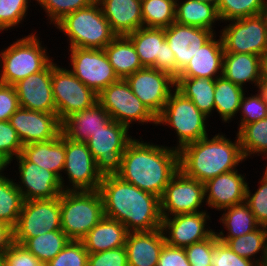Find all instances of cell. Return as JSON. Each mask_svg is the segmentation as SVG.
<instances>
[{
    "mask_svg": "<svg viewBox=\"0 0 267 266\" xmlns=\"http://www.w3.org/2000/svg\"><path fill=\"white\" fill-rule=\"evenodd\" d=\"M98 191L104 216L121 222L128 232L161 228L160 197L157 195L125 182L117 175L103 176Z\"/></svg>",
    "mask_w": 267,
    "mask_h": 266,
    "instance_id": "6da1fadb",
    "label": "cell"
},
{
    "mask_svg": "<svg viewBox=\"0 0 267 266\" xmlns=\"http://www.w3.org/2000/svg\"><path fill=\"white\" fill-rule=\"evenodd\" d=\"M179 150L133 139L122 156L117 174L123 181L161 197L179 171Z\"/></svg>",
    "mask_w": 267,
    "mask_h": 266,
    "instance_id": "7a4b0ae2",
    "label": "cell"
},
{
    "mask_svg": "<svg viewBox=\"0 0 267 266\" xmlns=\"http://www.w3.org/2000/svg\"><path fill=\"white\" fill-rule=\"evenodd\" d=\"M244 155L237 135L232 143L224 135L217 134L183 146L179 150V168L188 177L205 183L222 173L234 171Z\"/></svg>",
    "mask_w": 267,
    "mask_h": 266,
    "instance_id": "3957f363",
    "label": "cell"
},
{
    "mask_svg": "<svg viewBox=\"0 0 267 266\" xmlns=\"http://www.w3.org/2000/svg\"><path fill=\"white\" fill-rule=\"evenodd\" d=\"M99 6L96 0L56 24L70 38V48L104 49L116 37Z\"/></svg>",
    "mask_w": 267,
    "mask_h": 266,
    "instance_id": "277c9868",
    "label": "cell"
},
{
    "mask_svg": "<svg viewBox=\"0 0 267 266\" xmlns=\"http://www.w3.org/2000/svg\"><path fill=\"white\" fill-rule=\"evenodd\" d=\"M61 230L70 240L81 241L104 217L98 190L63 191L60 194Z\"/></svg>",
    "mask_w": 267,
    "mask_h": 266,
    "instance_id": "5b68a950",
    "label": "cell"
},
{
    "mask_svg": "<svg viewBox=\"0 0 267 266\" xmlns=\"http://www.w3.org/2000/svg\"><path fill=\"white\" fill-rule=\"evenodd\" d=\"M0 54L3 64L0 83L8 85H14L29 75L44 70L52 60L33 34L13 43Z\"/></svg>",
    "mask_w": 267,
    "mask_h": 266,
    "instance_id": "8992f818",
    "label": "cell"
},
{
    "mask_svg": "<svg viewBox=\"0 0 267 266\" xmlns=\"http://www.w3.org/2000/svg\"><path fill=\"white\" fill-rule=\"evenodd\" d=\"M171 92L163 111L157 117V125L170 124L176 130L180 150L188 143L198 141L207 136L205 120L207 116L194 103L176 88Z\"/></svg>",
    "mask_w": 267,
    "mask_h": 266,
    "instance_id": "52a82bcc",
    "label": "cell"
},
{
    "mask_svg": "<svg viewBox=\"0 0 267 266\" xmlns=\"http://www.w3.org/2000/svg\"><path fill=\"white\" fill-rule=\"evenodd\" d=\"M128 129L112 119L86 141L102 177L119 173L123 153L133 140L127 135Z\"/></svg>",
    "mask_w": 267,
    "mask_h": 266,
    "instance_id": "ba28073f",
    "label": "cell"
},
{
    "mask_svg": "<svg viewBox=\"0 0 267 266\" xmlns=\"http://www.w3.org/2000/svg\"><path fill=\"white\" fill-rule=\"evenodd\" d=\"M51 79L56 113L61 122L98 102V94L94 90L83 84L70 70L60 68L53 62Z\"/></svg>",
    "mask_w": 267,
    "mask_h": 266,
    "instance_id": "9c48e42d",
    "label": "cell"
},
{
    "mask_svg": "<svg viewBox=\"0 0 267 266\" xmlns=\"http://www.w3.org/2000/svg\"><path fill=\"white\" fill-rule=\"evenodd\" d=\"M56 230H61L60 196L24 201L13 228L14 242L22 245L28 238Z\"/></svg>",
    "mask_w": 267,
    "mask_h": 266,
    "instance_id": "30bf717a",
    "label": "cell"
},
{
    "mask_svg": "<svg viewBox=\"0 0 267 266\" xmlns=\"http://www.w3.org/2000/svg\"><path fill=\"white\" fill-rule=\"evenodd\" d=\"M98 103L113 120L128 128L133 121L157 124V118L132 92L125 79H119L103 89L98 94Z\"/></svg>",
    "mask_w": 267,
    "mask_h": 266,
    "instance_id": "8fae6325",
    "label": "cell"
},
{
    "mask_svg": "<svg viewBox=\"0 0 267 266\" xmlns=\"http://www.w3.org/2000/svg\"><path fill=\"white\" fill-rule=\"evenodd\" d=\"M231 21L220 36L225 53L261 56L267 50V12Z\"/></svg>",
    "mask_w": 267,
    "mask_h": 266,
    "instance_id": "7c38bea8",
    "label": "cell"
},
{
    "mask_svg": "<svg viewBox=\"0 0 267 266\" xmlns=\"http://www.w3.org/2000/svg\"><path fill=\"white\" fill-rule=\"evenodd\" d=\"M143 67L169 73L176 79L175 54L165 39V28L141 27L127 35Z\"/></svg>",
    "mask_w": 267,
    "mask_h": 266,
    "instance_id": "4fadbf2b",
    "label": "cell"
},
{
    "mask_svg": "<svg viewBox=\"0 0 267 266\" xmlns=\"http://www.w3.org/2000/svg\"><path fill=\"white\" fill-rule=\"evenodd\" d=\"M70 49L73 65L70 71L97 94L119 80L104 49Z\"/></svg>",
    "mask_w": 267,
    "mask_h": 266,
    "instance_id": "5bb4252c",
    "label": "cell"
},
{
    "mask_svg": "<svg viewBox=\"0 0 267 266\" xmlns=\"http://www.w3.org/2000/svg\"><path fill=\"white\" fill-rule=\"evenodd\" d=\"M132 92L157 118L171 94L176 81L169 73L155 68L144 67L125 79Z\"/></svg>",
    "mask_w": 267,
    "mask_h": 266,
    "instance_id": "9a60e30c",
    "label": "cell"
},
{
    "mask_svg": "<svg viewBox=\"0 0 267 266\" xmlns=\"http://www.w3.org/2000/svg\"><path fill=\"white\" fill-rule=\"evenodd\" d=\"M204 199V183L186 176L179 169L160 197L161 216L164 218L169 217V213L174 216L200 212L198 207Z\"/></svg>",
    "mask_w": 267,
    "mask_h": 266,
    "instance_id": "2e32d148",
    "label": "cell"
},
{
    "mask_svg": "<svg viewBox=\"0 0 267 266\" xmlns=\"http://www.w3.org/2000/svg\"><path fill=\"white\" fill-rule=\"evenodd\" d=\"M65 169L72 191L98 190L102 176L86 142L71 141L65 137Z\"/></svg>",
    "mask_w": 267,
    "mask_h": 266,
    "instance_id": "e0dca14e",
    "label": "cell"
},
{
    "mask_svg": "<svg viewBox=\"0 0 267 266\" xmlns=\"http://www.w3.org/2000/svg\"><path fill=\"white\" fill-rule=\"evenodd\" d=\"M23 145L47 142L61 134L62 126L57 113H44L19 107L10 117Z\"/></svg>",
    "mask_w": 267,
    "mask_h": 266,
    "instance_id": "ac0fdd59",
    "label": "cell"
},
{
    "mask_svg": "<svg viewBox=\"0 0 267 266\" xmlns=\"http://www.w3.org/2000/svg\"><path fill=\"white\" fill-rule=\"evenodd\" d=\"M16 159L19 160L21 183L25 187L22 189V185L16 184V186L24 201L53 199L60 196L63 187L60 178L55 173L28 162L21 154Z\"/></svg>",
    "mask_w": 267,
    "mask_h": 266,
    "instance_id": "d6986e66",
    "label": "cell"
},
{
    "mask_svg": "<svg viewBox=\"0 0 267 266\" xmlns=\"http://www.w3.org/2000/svg\"><path fill=\"white\" fill-rule=\"evenodd\" d=\"M208 218L206 211L177 214L174 215L173 219L171 216L162 218L161 229L169 233L168 237L165 236L166 244L172 247L185 248L193 243L210 238L215 232L205 228Z\"/></svg>",
    "mask_w": 267,
    "mask_h": 266,
    "instance_id": "ffe728a7",
    "label": "cell"
},
{
    "mask_svg": "<svg viewBox=\"0 0 267 266\" xmlns=\"http://www.w3.org/2000/svg\"><path fill=\"white\" fill-rule=\"evenodd\" d=\"M22 108L44 113H56L52 92L51 63L14 84Z\"/></svg>",
    "mask_w": 267,
    "mask_h": 266,
    "instance_id": "44dd1931",
    "label": "cell"
},
{
    "mask_svg": "<svg viewBox=\"0 0 267 266\" xmlns=\"http://www.w3.org/2000/svg\"><path fill=\"white\" fill-rule=\"evenodd\" d=\"M212 37L213 31L176 22L165 28V39L175 54L176 78L187 66L191 58Z\"/></svg>",
    "mask_w": 267,
    "mask_h": 266,
    "instance_id": "7402d4cb",
    "label": "cell"
},
{
    "mask_svg": "<svg viewBox=\"0 0 267 266\" xmlns=\"http://www.w3.org/2000/svg\"><path fill=\"white\" fill-rule=\"evenodd\" d=\"M246 187L244 177L237 170L209 179L204 183L208 207L221 210L244 202Z\"/></svg>",
    "mask_w": 267,
    "mask_h": 266,
    "instance_id": "603a6c76",
    "label": "cell"
},
{
    "mask_svg": "<svg viewBox=\"0 0 267 266\" xmlns=\"http://www.w3.org/2000/svg\"><path fill=\"white\" fill-rule=\"evenodd\" d=\"M164 234L161 228L149 232H129L125 243L128 266H157L166 244Z\"/></svg>",
    "mask_w": 267,
    "mask_h": 266,
    "instance_id": "cb8c5ba5",
    "label": "cell"
},
{
    "mask_svg": "<svg viewBox=\"0 0 267 266\" xmlns=\"http://www.w3.org/2000/svg\"><path fill=\"white\" fill-rule=\"evenodd\" d=\"M116 36H127L143 27L141 0H97Z\"/></svg>",
    "mask_w": 267,
    "mask_h": 266,
    "instance_id": "d4e9b609",
    "label": "cell"
},
{
    "mask_svg": "<svg viewBox=\"0 0 267 266\" xmlns=\"http://www.w3.org/2000/svg\"><path fill=\"white\" fill-rule=\"evenodd\" d=\"M112 118L97 102L94 106L69 115L61 122V133L71 141L86 142Z\"/></svg>",
    "mask_w": 267,
    "mask_h": 266,
    "instance_id": "484cf974",
    "label": "cell"
},
{
    "mask_svg": "<svg viewBox=\"0 0 267 266\" xmlns=\"http://www.w3.org/2000/svg\"><path fill=\"white\" fill-rule=\"evenodd\" d=\"M21 155L28 162L55 173L60 178L63 191H72L68 186L64 188V181L59 173L62 172L65 163V136L62 133L47 142L23 145Z\"/></svg>",
    "mask_w": 267,
    "mask_h": 266,
    "instance_id": "4316f807",
    "label": "cell"
},
{
    "mask_svg": "<svg viewBox=\"0 0 267 266\" xmlns=\"http://www.w3.org/2000/svg\"><path fill=\"white\" fill-rule=\"evenodd\" d=\"M224 48L222 39L215 41L213 37L191 58L187 66L179 73L177 78H210L222 76ZM220 71V76L215 74ZM215 76V77H214Z\"/></svg>",
    "mask_w": 267,
    "mask_h": 266,
    "instance_id": "83f0119b",
    "label": "cell"
},
{
    "mask_svg": "<svg viewBox=\"0 0 267 266\" xmlns=\"http://www.w3.org/2000/svg\"><path fill=\"white\" fill-rule=\"evenodd\" d=\"M127 228L119 221L104 216L81 240L89 253L125 246Z\"/></svg>",
    "mask_w": 267,
    "mask_h": 266,
    "instance_id": "f1b7e54d",
    "label": "cell"
},
{
    "mask_svg": "<svg viewBox=\"0 0 267 266\" xmlns=\"http://www.w3.org/2000/svg\"><path fill=\"white\" fill-rule=\"evenodd\" d=\"M222 76L243 88V83H258L260 56L247 53H224Z\"/></svg>",
    "mask_w": 267,
    "mask_h": 266,
    "instance_id": "f546056e",
    "label": "cell"
},
{
    "mask_svg": "<svg viewBox=\"0 0 267 266\" xmlns=\"http://www.w3.org/2000/svg\"><path fill=\"white\" fill-rule=\"evenodd\" d=\"M104 51L119 79H126L144 68L134 45L127 36H116Z\"/></svg>",
    "mask_w": 267,
    "mask_h": 266,
    "instance_id": "4dcf8cb0",
    "label": "cell"
},
{
    "mask_svg": "<svg viewBox=\"0 0 267 266\" xmlns=\"http://www.w3.org/2000/svg\"><path fill=\"white\" fill-rule=\"evenodd\" d=\"M175 8V22L181 25L208 29L213 31L212 23L220 20L217 7L211 3L195 0H186L184 3H177Z\"/></svg>",
    "mask_w": 267,
    "mask_h": 266,
    "instance_id": "1f68e13d",
    "label": "cell"
},
{
    "mask_svg": "<svg viewBox=\"0 0 267 266\" xmlns=\"http://www.w3.org/2000/svg\"><path fill=\"white\" fill-rule=\"evenodd\" d=\"M175 88L208 116L213 109L215 79L210 78H176Z\"/></svg>",
    "mask_w": 267,
    "mask_h": 266,
    "instance_id": "d6a6232c",
    "label": "cell"
},
{
    "mask_svg": "<svg viewBox=\"0 0 267 266\" xmlns=\"http://www.w3.org/2000/svg\"><path fill=\"white\" fill-rule=\"evenodd\" d=\"M226 210L227 212L223 214L220 221L226 226L229 234L224 236L222 231L216 234L217 238L223 243H226L231 238L248 234L260 226L245 201L227 207L225 208Z\"/></svg>",
    "mask_w": 267,
    "mask_h": 266,
    "instance_id": "836d02e7",
    "label": "cell"
},
{
    "mask_svg": "<svg viewBox=\"0 0 267 266\" xmlns=\"http://www.w3.org/2000/svg\"><path fill=\"white\" fill-rule=\"evenodd\" d=\"M243 95L242 87L226 80L223 76L215 79V109L221 115L224 122L231 120L239 111Z\"/></svg>",
    "mask_w": 267,
    "mask_h": 266,
    "instance_id": "e575fe53",
    "label": "cell"
},
{
    "mask_svg": "<svg viewBox=\"0 0 267 266\" xmlns=\"http://www.w3.org/2000/svg\"><path fill=\"white\" fill-rule=\"evenodd\" d=\"M70 241L62 230L28 238L22 245L44 265L52 260Z\"/></svg>",
    "mask_w": 267,
    "mask_h": 266,
    "instance_id": "d590c367",
    "label": "cell"
},
{
    "mask_svg": "<svg viewBox=\"0 0 267 266\" xmlns=\"http://www.w3.org/2000/svg\"><path fill=\"white\" fill-rule=\"evenodd\" d=\"M248 234L229 239L226 244L240 257L252 260V256L262 251L260 266H264L267 258V227L261 226Z\"/></svg>",
    "mask_w": 267,
    "mask_h": 266,
    "instance_id": "8d00e7d4",
    "label": "cell"
},
{
    "mask_svg": "<svg viewBox=\"0 0 267 266\" xmlns=\"http://www.w3.org/2000/svg\"><path fill=\"white\" fill-rule=\"evenodd\" d=\"M175 8L176 0H141L143 27H169L175 22Z\"/></svg>",
    "mask_w": 267,
    "mask_h": 266,
    "instance_id": "74e56055",
    "label": "cell"
},
{
    "mask_svg": "<svg viewBox=\"0 0 267 266\" xmlns=\"http://www.w3.org/2000/svg\"><path fill=\"white\" fill-rule=\"evenodd\" d=\"M24 199L16 183L0 177V221L15 227L20 215Z\"/></svg>",
    "mask_w": 267,
    "mask_h": 266,
    "instance_id": "f35d334b",
    "label": "cell"
},
{
    "mask_svg": "<svg viewBox=\"0 0 267 266\" xmlns=\"http://www.w3.org/2000/svg\"><path fill=\"white\" fill-rule=\"evenodd\" d=\"M237 135L244 158L254 153H267V117L244 125Z\"/></svg>",
    "mask_w": 267,
    "mask_h": 266,
    "instance_id": "ab89813d",
    "label": "cell"
},
{
    "mask_svg": "<svg viewBox=\"0 0 267 266\" xmlns=\"http://www.w3.org/2000/svg\"><path fill=\"white\" fill-rule=\"evenodd\" d=\"M217 13L220 20H235L267 12V0H219Z\"/></svg>",
    "mask_w": 267,
    "mask_h": 266,
    "instance_id": "60d3db41",
    "label": "cell"
},
{
    "mask_svg": "<svg viewBox=\"0 0 267 266\" xmlns=\"http://www.w3.org/2000/svg\"><path fill=\"white\" fill-rule=\"evenodd\" d=\"M88 255L82 241L70 240L45 266H87Z\"/></svg>",
    "mask_w": 267,
    "mask_h": 266,
    "instance_id": "b9f144b4",
    "label": "cell"
},
{
    "mask_svg": "<svg viewBox=\"0 0 267 266\" xmlns=\"http://www.w3.org/2000/svg\"><path fill=\"white\" fill-rule=\"evenodd\" d=\"M48 13L51 22L56 25L66 15L79 9L88 7L96 0H37Z\"/></svg>",
    "mask_w": 267,
    "mask_h": 266,
    "instance_id": "7bdbcfd3",
    "label": "cell"
},
{
    "mask_svg": "<svg viewBox=\"0 0 267 266\" xmlns=\"http://www.w3.org/2000/svg\"><path fill=\"white\" fill-rule=\"evenodd\" d=\"M260 184L261 186L252 196L247 185L245 202L248 204L260 227H267V172L264 173Z\"/></svg>",
    "mask_w": 267,
    "mask_h": 266,
    "instance_id": "ee69618b",
    "label": "cell"
},
{
    "mask_svg": "<svg viewBox=\"0 0 267 266\" xmlns=\"http://www.w3.org/2000/svg\"><path fill=\"white\" fill-rule=\"evenodd\" d=\"M28 7V0H0V30L18 25Z\"/></svg>",
    "mask_w": 267,
    "mask_h": 266,
    "instance_id": "f6af8a7d",
    "label": "cell"
},
{
    "mask_svg": "<svg viewBox=\"0 0 267 266\" xmlns=\"http://www.w3.org/2000/svg\"><path fill=\"white\" fill-rule=\"evenodd\" d=\"M210 263L211 266H260V260L252 262V260L240 257L219 239L215 242Z\"/></svg>",
    "mask_w": 267,
    "mask_h": 266,
    "instance_id": "bcb514c9",
    "label": "cell"
},
{
    "mask_svg": "<svg viewBox=\"0 0 267 266\" xmlns=\"http://www.w3.org/2000/svg\"><path fill=\"white\" fill-rule=\"evenodd\" d=\"M218 240L216 233L210 238L193 243L185 247L188 262L191 266H211L210 260L212 251L215 249V242Z\"/></svg>",
    "mask_w": 267,
    "mask_h": 266,
    "instance_id": "7dc6e473",
    "label": "cell"
},
{
    "mask_svg": "<svg viewBox=\"0 0 267 266\" xmlns=\"http://www.w3.org/2000/svg\"><path fill=\"white\" fill-rule=\"evenodd\" d=\"M243 95L239 111H242L239 130L246 124L264 119L267 117V102L261 99L258 94L252 97ZM243 116V117H242Z\"/></svg>",
    "mask_w": 267,
    "mask_h": 266,
    "instance_id": "c3c4849f",
    "label": "cell"
},
{
    "mask_svg": "<svg viewBox=\"0 0 267 266\" xmlns=\"http://www.w3.org/2000/svg\"><path fill=\"white\" fill-rule=\"evenodd\" d=\"M23 144L9 121H0V153L10 162L21 154Z\"/></svg>",
    "mask_w": 267,
    "mask_h": 266,
    "instance_id": "681fc988",
    "label": "cell"
},
{
    "mask_svg": "<svg viewBox=\"0 0 267 266\" xmlns=\"http://www.w3.org/2000/svg\"><path fill=\"white\" fill-rule=\"evenodd\" d=\"M87 266H128L125 246L98 253H89Z\"/></svg>",
    "mask_w": 267,
    "mask_h": 266,
    "instance_id": "f907efd6",
    "label": "cell"
},
{
    "mask_svg": "<svg viewBox=\"0 0 267 266\" xmlns=\"http://www.w3.org/2000/svg\"><path fill=\"white\" fill-rule=\"evenodd\" d=\"M5 266H45L23 245L13 243L4 254Z\"/></svg>",
    "mask_w": 267,
    "mask_h": 266,
    "instance_id": "816d5d0a",
    "label": "cell"
},
{
    "mask_svg": "<svg viewBox=\"0 0 267 266\" xmlns=\"http://www.w3.org/2000/svg\"><path fill=\"white\" fill-rule=\"evenodd\" d=\"M19 107L14 85L0 83V121H9Z\"/></svg>",
    "mask_w": 267,
    "mask_h": 266,
    "instance_id": "f5cc1de1",
    "label": "cell"
},
{
    "mask_svg": "<svg viewBox=\"0 0 267 266\" xmlns=\"http://www.w3.org/2000/svg\"><path fill=\"white\" fill-rule=\"evenodd\" d=\"M157 266H191L184 248L164 245Z\"/></svg>",
    "mask_w": 267,
    "mask_h": 266,
    "instance_id": "db71d44e",
    "label": "cell"
},
{
    "mask_svg": "<svg viewBox=\"0 0 267 266\" xmlns=\"http://www.w3.org/2000/svg\"><path fill=\"white\" fill-rule=\"evenodd\" d=\"M14 243L13 227L0 221V254H5Z\"/></svg>",
    "mask_w": 267,
    "mask_h": 266,
    "instance_id": "11a10c76",
    "label": "cell"
},
{
    "mask_svg": "<svg viewBox=\"0 0 267 266\" xmlns=\"http://www.w3.org/2000/svg\"><path fill=\"white\" fill-rule=\"evenodd\" d=\"M260 78L267 81V50L260 56Z\"/></svg>",
    "mask_w": 267,
    "mask_h": 266,
    "instance_id": "9f6ffc18",
    "label": "cell"
},
{
    "mask_svg": "<svg viewBox=\"0 0 267 266\" xmlns=\"http://www.w3.org/2000/svg\"><path fill=\"white\" fill-rule=\"evenodd\" d=\"M256 86H258L259 88V97L261 99H263L264 101L267 102V81H264V80H259L258 83L256 84Z\"/></svg>",
    "mask_w": 267,
    "mask_h": 266,
    "instance_id": "6f0895ef",
    "label": "cell"
},
{
    "mask_svg": "<svg viewBox=\"0 0 267 266\" xmlns=\"http://www.w3.org/2000/svg\"><path fill=\"white\" fill-rule=\"evenodd\" d=\"M10 161L2 154L0 153V172H2V170L9 165ZM2 173H0V177H3L1 175Z\"/></svg>",
    "mask_w": 267,
    "mask_h": 266,
    "instance_id": "680465c9",
    "label": "cell"
},
{
    "mask_svg": "<svg viewBox=\"0 0 267 266\" xmlns=\"http://www.w3.org/2000/svg\"><path fill=\"white\" fill-rule=\"evenodd\" d=\"M195 1L211 3V4H214L215 6H217L219 0H195Z\"/></svg>",
    "mask_w": 267,
    "mask_h": 266,
    "instance_id": "91938a15",
    "label": "cell"
},
{
    "mask_svg": "<svg viewBox=\"0 0 267 266\" xmlns=\"http://www.w3.org/2000/svg\"><path fill=\"white\" fill-rule=\"evenodd\" d=\"M0 266H5L4 254H0Z\"/></svg>",
    "mask_w": 267,
    "mask_h": 266,
    "instance_id": "94428289",
    "label": "cell"
}]
</instances>
